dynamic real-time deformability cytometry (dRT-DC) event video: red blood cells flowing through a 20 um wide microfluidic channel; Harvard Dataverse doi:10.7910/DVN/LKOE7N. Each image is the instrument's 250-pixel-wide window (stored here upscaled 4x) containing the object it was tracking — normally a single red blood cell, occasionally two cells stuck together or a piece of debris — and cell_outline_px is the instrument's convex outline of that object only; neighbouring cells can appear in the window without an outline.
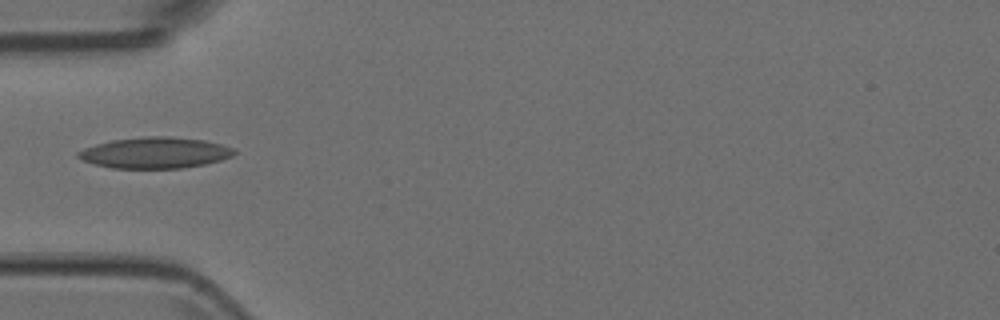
{"species": "Egyptian fruit bat (a non-hibernating species)", "species_latin": "Rousettus aegyptiacus", "temperature_condition": "room temperature", "stored_images_in_passage": 6, "camera_frame_rate_fps": 3000, "um_per_image_px": 0.085, "animal": {"sex": "female"}, "frame": {"image": 1, "passage_image": 5, "time_ms": 1.333, "image_size_px": [1000, 320], "cell_outline_px": [[236, 152], [232, 156], [220, 160], [204, 164], [180, 168], [112, 168], [92, 164], [76, 156], [76, 152], [84, 148], [96, 144], [112, 140], [144, 136], [168, 136], [204, 140], [220, 144], [232, 148]], "centroid_in_image_um": [13.14, 12.98], "position_along_channel_um": 71.9, "area_um2": 28.15}}
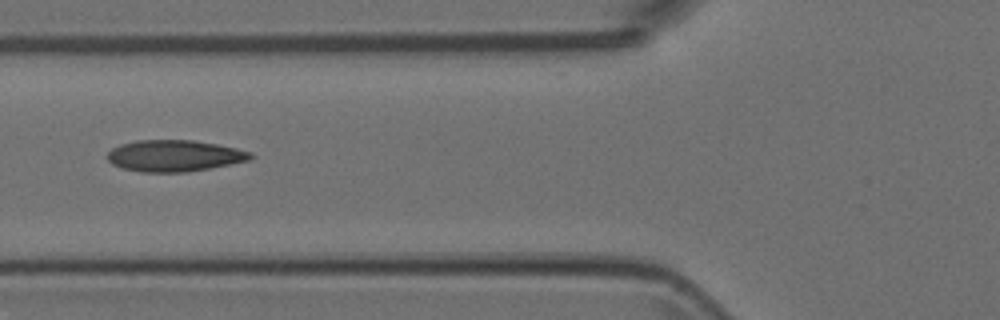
{"frame": {"image": 2, "passage_image": 6, "time_ms": 1.667, "image_size_px": [1000, 320], "cell_outline_px": [[256, 156], [248, 160], [208, 168], [184, 172], [140, 172], [120, 168], [112, 164], [108, 160], [108, 152], [112, 148], [120, 144], [136, 140], [192, 140], [216, 144], [236, 148], [252, 152]], "centroid_in_image_um": [14.79, 13.24], "position_along_channel_um": 111.0, "area_um2": 26.18}}